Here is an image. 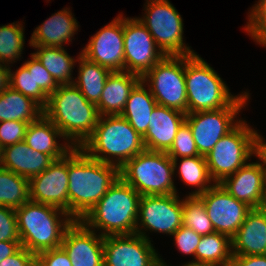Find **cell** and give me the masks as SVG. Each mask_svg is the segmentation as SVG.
Instances as JSON below:
<instances>
[{
    "instance_id": "cell-42",
    "label": "cell",
    "mask_w": 266,
    "mask_h": 266,
    "mask_svg": "<svg viewBox=\"0 0 266 266\" xmlns=\"http://www.w3.org/2000/svg\"><path fill=\"white\" fill-rule=\"evenodd\" d=\"M36 262L40 266H72L67 253L61 246L40 252L36 255Z\"/></svg>"
},
{
    "instance_id": "cell-2",
    "label": "cell",
    "mask_w": 266,
    "mask_h": 266,
    "mask_svg": "<svg viewBox=\"0 0 266 266\" xmlns=\"http://www.w3.org/2000/svg\"><path fill=\"white\" fill-rule=\"evenodd\" d=\"M43 114L74 148H80L92 135L100 118L97 106L74 84L59 85L48 97Z\"/></svg>"
},
{
    "instance_id": "cell-30",
    "label": "cell",
    "mask_w": 266,
    "mask_h": 266,
    "mask_svg": "<svg viewBox=\"0 0 266 266\" xmlns=\"http://www.w3.org/2000/svg\"><path fill=\"white\" fill-rule=\"evenodd\" d=\"M232 258L231 238L214 232L201 237L191 262L231 264Z\"/></svg>"
},
{
    "instance_id": "cell-18",
    "label": "cell",
    "mask_w": 266,
    "mask_h": 266,
    "mask_svg": "<svg viewBox=\"0 0 266 266\" xmlns=\"http://www.w3.org/2000/svg\"><path fill=\"white\" fill-rule=\"evenodd\" d=\"M89 229L81 220L66 229L61 247L72 266H104V236Z\"/></svg>"
},
{
    "instance_id": "cell-44",
    "label": "cell",
    "mask_w": 266,
    "mask_h": 266,
    "mask_svg": "<svg viewBox=\"0 0 266 266\" xmlns=\"http://www.w3.org/2000/svg\"><path fill=\"white\" fill-rule=\"evenodd\" d=\"M263 140V137L257 132L252 143V154H254V156H257L258 160L260 159V161H257V164L266 176V142H264Z\"/></svg>"
},
{
    "instance_id": "cell-11",
    "label": "cell",
    "mask_w": 266,
    "mask_h": 266,
    "mask_svg": "<svg viewBox=\"0 0 266 266\" xmlns=\"http://www.w3.org/2000/svg\"><path fill=\"white\" fill-rule=\"evenodd\" d=\"M249 93L239 94L227 107L186 114V123L200 155L206 156L217 142L239 122L235 117L245 107Z\"/></svg>"
},
{
    "instance_id": "cell-34",
    "label": "cell",
    "mask_w": 266,
    "mask_h": 266,
    "mask_svg": "<svg viewBox=\"0 0 266 266\" xmlns=\"http://www.w3.org/2000/svg\"><path fill=\"white\" fill-rule=\"evenodd\" d=\"M183 225L200 236L215 232L205 206L197 196H186L185 200L183 199Z\"/></svg>"
},
{
    "instance_id": "cell-25",
    "label": "cell",
    "mask_w": 266,
    "mask_h": 266,
    "mask_svg": "<svg viewBox=\"0 0 266 266\" xmlns=\"http://www.w3.org/2000/svg\"><path fill=\"white\" fill-rule=\"evenodd\" d=\"M64 138L62 132L42 114L28 124L24 141L32 149L50 155L54 160L66 156L74 147L70 143L59 144L56 138Z\"/></svg>"
},
{
    "instance_id": "cell-37",
    "label": "cell",
    "mask_w": 266,
    "mask_h": 266,
    "mask_svg": "<svg viewBox=\"0 0 266 266\" xmlns=\"http://www.w3.org/2000/svg\"><path fill=\"white\" fill-rule=\"evenodd\" d=\"M245 31L260 45L266 46V0H259L249 12Z\"/></svg>"
},
{
    "instance_id": "cell-36",
    "label": "cell",
    "mask_w": 266,
    "mask_h": 266,
    "mask_svg": "<svg viewBox=\"0 0 266 266\" xmlns=\"http://www.w3.org/2000/svg\"><path fill=\"white\" fill-rule=\"evenodd\" d=\"M167 154L173 160L174 170H177L178 158L200 155L197 150L190 126L186 122H184L178 129L173 145Z\"/></svg>"
},
{
    "instance_id": "cell-16",
    "label": "cell",
    "mask_w": 266,
    "mask_h": 266,
    "mask_svg": "<svg viewBox=\"0 0 266 266\" xmlns=\"http://www.w3.org/2000/svg\"><path fill=\"white\" fill-rule=\"evenodd\" d=\"M80 52L111 72L125 71L122 14L94 34Z\"/></svg>"
},
{
    "instance_id": "cell-50",
    "label": "cell",
    "mask_w": 266,
    "mask_h": 266,
    "mask_svg": "<svg viewBox=\"0 0 266 266\" xmlns=\"http://www.w3.org/2000/svg\"><path fill=\"white\" fill-rule=\"evenodd\" d=\"M2 154H3V148L0 145V168H2Z\"/></svg>"
},
{
    "instance_id": "cell-24",
    "label": "cell",
    "mask_w": 266,
    "mask_h": 266,
    "mask_svg": "<svg viewBox=\"0 0 266 266\" xmlns=\"http://www.w3.org/2000/svg\"><path fill=\"white\" fill-rule=\"evenodd\" d=\"M141 76L126 72H111L106 79L99 103L96 105L100 116L120 115L134 87Z\"/></svg>"
},
{
    "instance_id": "cell-43",
    "label": "cell",
    "mask_w": 266,
    "mask_h": 266,
    "mask_svg": "<svg viewBox=\"0 0 266 266\" xmlns=\"http://www.w3.org/2000/svg\"><path fill=\"white\" fill-rule=\"evenodd\" d=\"M36 261V255L22 246L11 256L0 262V266H32Z\"/></svg>"
},
{
    "instance_id": "cell-28",
    "label": "cell",
    "mask_w": 266,
    "mask_h": 266,
    "mask_svg": "<svg viewBox=\"0 0 266 266\" xmlns=\"http://www.w3.org/2000/svg\"><path fill=\"white\" fill-rule=\"evenodd\" d=\"M78 77L73 84L82 92L86 99L97 105L101 98L106 79L111 71L97 63L91 62L81 54L78 55Z\"/></svg>"
},
{
    "instance_id": "cell-35",
    "label": "cell",
    "mask_w": 266,
    "mask_h": 266,
    "mask_svg": "<svg viewBox=\"0 0 266 266\" xmlns=\"http://www.w3.org/2000/svg\"><path fill=\"white\" fill-rule=\"evenodd\" d=\"M10 69V85L13 89L21 92L24 96L32 98L42 108L47 105L48 96L40 89L35 88L33 69H27L24 65L13 72Z\"/></svg>"
},
{
    "instance_id": "cell-33",
    "label": "cell",
    "mask_w": 266,
    "mask_h": 266,
    "mask_svg": "<svg viewBox=\"0 0 266 266\" xmlns=\"http://www.w3.org/2000/svg\"><path fill=\"white\" fill-rule=\"evenodd\" d=\"M19 22L0 26V63L9 65L21 57L24 46V30Z\"/></svg>"
},
{
    "instance_id": "cell-48",
    "label": "cell",
    "mask_w": 266,
    "mask_h": 266,
    "mask_svg": "<svg viewBox=\"0 0 266 266\" xmlns=\"http://www.w3.org/2000/svg\"><path fill=\"white\" fill-rule=\"evenodd\" d=\"M183 266H231V264L189 262V263L184 264Z\"/></svg>"
},
{
    "instance_id": "cell-8",
    "label": "cell",
    "mask_w": 266,
    "mask_h": 266,
    "mask_svg": "<svg viewBox=\"0 0 266 266\" xmlns=\"http://www.w3.org/2000/svg\"><path fill=\"white\" fill-rule=\"evenodd\" d=\"M256 134L257 131L240 119V122L217 142L205 156L214 183H220L250 160Z\"/></svg>"
},
{
    "instance_id": "cell-10",
    "label": "cell",
    "mask_w": 266,
    "mask_h": 266,
    "mask_svg": "<svg viewBox=\"0 0 266 266\" xmlns=\"http://www.w3.org/2000/svg\"><path fill=\"white\" fill-rule=\"evenodd\" d=\"M141 80L148 85L157 105L188 114L185 56H165Z\"/></svg>"
},
{
    "instance_id": "cell-51",
    "label": "cell",
    "mask_w": 266,
    "mask_h": 266,
    "mask_svg": "<svg viewBox=\"0 0 266 266\" xmlns=\"http://www.w3.org/2000/svg\"><path fill=\"white\" fill-rule=\"evenodd\" d=\"M32 266H40V265L35 261Z\"/></svg>"
},
{
    "instance_id": "cell-7",
    "label": "cell",
    "mask_w": 266,
    "mask_h": 266,
    "mask_svg": "<svg viewBox=\"0 0 266 266\" xmlns=\"http://www.w3.org/2000/svg\"><path fill=\"white\" fill-rule=\"evenodd\" d=\"M173 160L166 152L144 150L120 168V177L141 196L177 193Z\"/></svg>"
},
{
    "instance_id": "cell-47",
    "label": "cell",
    "mask_w": 266,
    "mask_h": 266,
    "mask_svg": "<svg viewBox=\"0 0 266 266\" xmlns=\"http://www.w3.org/2000/svg\"><path fill=\"white\" fill-rule=\"evenodd\" d=\"M10 85V67L0 63V94Z\"/></svg>"
},
{
    "instance_id": "cell-46",
    "label": "cell",
    "mask_w": 266,
    "mask_h": 266,
    "mask_svg": "<svg viewBox=\"0 0 266 266\" xmlns=\"http://www.w3.org/2000/svg\"><path fill=\"white\" fill-rule=\"evenodd\" d=\"M21 247L20 241H0V262Z\"/></svg>"
},
{
    "instance_id": "cell-26",
    "label": "cell",
    "mask_w": 266,
    "mask_h": 266,
    "mask_svg": "<svg viewBox=\"0 0 266 266\" xmlns=\"http://www.w3.org/2000/svg\"><path fill=\"white\" fill-rule=\"evenodd\" d=\"M43 114V108L32 98L9 86L0 94V122L21 121L31 123Z\"/></svg>"
},
{
    "instance_id": "cell-21",
    "label": "cell",
    "mask_w": 266,
    "mask_h": 266,
    "mask_svg": "<svg viewBox=\"0 0 266 266\" xmlns=\"http://www.w3.org/2000/svg\"><path fill=\"white\" fill-rule=\"evenodd\" d=\"M232 255H266V209L252 208L231 238Z\"/></svg>"
},
{
    "instance_id": "cell-14",
    "label": "cell",
    "mask_w": 266,
    "mask_h": 266,
    "mask_svg": "<svg viewBox=\"0 0 266 266\" xmlns=\"http://www.w3.org/2000/svg\"><path fill=\"white\" fill-rule=\"evenodd\" d=\"M104 266H169L148 240L136 233L104 236Z\"/></svg>"
},
{
    "instance_id": "cell-41",
    "label": "cell",
    "mask_w": 266,
    "mask_h": 266,
    "mask_svg": "<svg viewBox=\"0 0 266 266\" xmlns=\"http://www.w3.org/2000/svg\"><path fill=\"white\" fill-rule=\"evenodd\" d=\"M172 236H174L175 245H177L179 251L186 255H193L195 259L196 248L202 236L184 225Z\"/></svg>"
},
{
    "instance_id": "cell-27",
    "label": "cell",
    "mask_w": 266,
    "mask_h": 266,
    "mask_svg": "<svg viewBox=\"0 0 266 266\" xmlns=\"http://www.w3.org/2000/svg\"><path fill=\"white\" fill-rule=\"evenodd\" d=\"M145 86L141 80L134 87L127 99L123 112L120 114L142 137L148 130L151 112L157 105L150 90L147 91Z\"/></svg>"
},
{
    "instance_id": "cell-3",
    "label": "cell",
    "mask_w": 266,
    "mask_h": 266,
    "mask_svg": "<svg viewBox=\"0 0 266 266\" xmlns=\"http://www.w3.org/2000/svg\"><path fill=\"white\" fill-rule=\"evenodd\" d=\"M80 148L95 160L121 168L144 151L145 145L143 137L121 115H104Z\"/></svg>"
},
{
    "instance_id": "cell-20",
    "label": "cell",
    "mask_w": 266,
    "mask_h": 266,
    "mask_svg": "<svg viewBox=\"0 0 266 266\" xmlns=\"http://www.w3.org/2000/svg\"><path fill=\"white\" fill-rule=\"evenodd\" d=\"M186 121V114L172 108L156 105L143 142L146 150L168 152L173 145L176 133Z\"/></svg>"
},
{
    "instance_id": "cell-38",
    "label": "cell",
    "mask_w": 266,
    "mask_h": 266,
    "mask_svg": "<svg viewBox=\"0 0 266 266\" xmlns=\"http://www.w3.org/2000/svg\"><path fill=\"white\" fill-rule=\"evenodd\" d=\"M23 65L27 69H33L35 88H40L48 97L58 88V84L52 75L45 69L36 56L31 53V60Z\"/></svg>"
},
{
    "instance_id": "cell-9",
    "label": "cell",
    "mask_w": 266,
    "mask_h": 266,
    "mask_svg": "<svg viewBox=\"0 0 266 266\" xmlns=\"http://www.w3.org/2000/svg\"><path fill=\"white\" fill-rule=\"evenodd\" d=\"M145 16L137 18L165 56L196 54L183 42V20L169 0H147Z\"/></svg>"
},
{
    "instance_id": "cell-13",
    "label": "cell",
    "mask_w": 266,
    "mask_h": 266,
    "mask_svg": "<svg viewBox=\"0 0 266 266\" xmlns=\"http://www.w3.org/2000/svg\"><path fill=\"white\" fill-rule=\"evenodd\" d=\"M125 71L143 76L164 57L148 29L137 18L123 17Z\"/></svg>"
},
{
    "instance_id": "cell-32",
    "label": "cell",
    "mask_w": 266,
    "mask_h": 266,
    "mask_svg": "<svg viewBox=\"0 0 266 266\" xmlns=\"http://www.w3.org/2000/svg\"><path fill=\"white\" fill-rule=\"evenodd\" d=\"M180 160L178 167L180 179L186 185L197 188L189 193V196H199L215 184L212 183L205 156L182 157Z\"/></svg>"
},
{
    "instance_id": "cell-15",
    "label": "cell",
    "mask_w": 266,
    "mask_h": 266,
    "mask_svg": "<svg viewBox=\"0 0 266 266\" xmlns=\"http://www.w3.org/2000/svg\"><path fill=\"white\" fill-rule=\"evenodd\" d=\"M197 197L203 202L215 232L230 238L237 233L246 214L252 209L245 202L229 194L219 183H215Z\"/></svg>"
},
{
    "instance_id": "cell-45",
    "label": "cell",
    "mask_w": 266,
    "mask_h": 266,
    "mask_svg": "<svg viewBox=\"0 0 266 266\" xmlns=\"http://www.w3.org/2000/svg\"><path fill=\"white\" fill-rule=\"evenodd\" d=\"M231 266H266V255L233 256Z\"/></svg>"
},
{
    "instance_id": "cell-12",
    "label": "cell",
    "mask_w": 266,
    "mask_h": 266,
    "mask_svg": "<svg viewBox=\"0 0 266 266\" xmlns=\"http://www.w3.org/2000/svg\"><path fill=\"white\" fill-rule=\"evenodd\" d=\"M181 200L177 193L141 196L135 233L148 240L145 232L148 230L173 235L183 225Z\"/></svg>"
},
{
    "instance_id": "cell-6",
    "label": "cell",
    "mask_w": 266,
    "mask_h": 266,
    "mask_svg": "<svg viewBox=\"0 0 266 266\" xmlns=\"http://www.w3.org/2000/svg\"><path fill=\"white\" fill-rule=\"evenodd\" d=\"M185 85L188 113L222 109L237 97L199 54L185 56Z\"/></svg>"
},
{
    "instance_id": "cell-49",
    "label": "cell",
    "mask_w": 266,
    "mask_h": 266,
    "mask_svg": "<svg viewBox=\"0 0 266 266\" xmlns=\"http://www.w3.org/2000/svg\"><path fill=\"white\" fill-rule=\"evenodd\" d=\"M263 208L266 209V176H265V186H264Z\"/></svg>"
},
{
    "instance_id": "cell-40",
    "label": "cell",
    "mask_w": 266,
    "mask_h": 266,
    "mask_svg": "<svg viewBox=\"0 0 266 266\" xmlns=\"http://www.w3.org/2000/svg\"><path fill=\"white\" fill-rule=\"evenodd\" d=\"M0 241H20L15 209L0 206Z\"/></svg>"
},
{
    "instance_id": "cell-39",
    "label": "cell",
    "mask_w": 266,
    "mask_h": 266,
    "mask_svg": "<svg viewBox=\"0 0 266 266\" xmlns=\"http://www.w3.org/2000/svg\"><path fill=\"white\" fill-rule=\"evenodd\" d=\"M29 123L21 121L0 122V145L5 148L23 141Z\"/></svg>"
},
{
    "instance_id": "cell-22",
    "label": "cell",
    "mask_w": 266,
    "mask_h": 266,
    "mask_svg": "<svg viewBox=\"0 0 266 266\" xmlns=\"http://www.w3.org/2000/svg\"><path fill=\"white\" fill-rule=\"evenodd\" d=\"M53 161L50 155L32 150L24 140L3 148L2 168L28 179L41 174Z\"/></svg>"
},
{
    "instance_id": "cell-1",
    "label": "cell",
    "mask_w": 266,
    "mask_h": 266,
    "mask_svg": "<svg viewBox=\"0 0 266 266\" xmlns=\"http://www.w3.org/2000/svg\"><path fill=\"white\" fill-rule=\"evenodd\" d=\"M120 177L118 166L88 156L81 148L68 153V214L82 220Z\"/></svg>"
},
{
    "instance_id": "cell-23",
    "label": "cell",
    "mask_w": 266,
    "mask_h": 266,
    "mask_svg": "<svg viewBox=\"0 0 266 266\" xmlns=\"http://www.w3.org/2000/svg\"><path fill=\"white\" fill-rule=\"evenodd\" d=\"M70 8H64L54 13L50 18L36 27L33 31L30 46L63 47L78 30L77 20L73 17Z\"/></svg>"
},
{
    "instance_id": "cell-5",
    "label": "cell",
    "mask_w": 266,
    "mask_h": 266,
    "mask_svg": "<svg viewBox=\"0 0 266 266\" xmlns=\"http://www.w3.org/2000/svg\"><path fill=\"white\" fill-rule=\"evenodd\" d=\"M140 197L119 177L81 221L93 231L100 230L102 236L134 234Z\"/></svg>"
},
{
    "instance_id": "cell-17",
    "label": "cell",
    "mask_w": 266,
    "mask_h": 266,
    "mask_svg": "<svg viewBox=\"0 0 266 266\" xmlns=\"http://www.w3.org/2000/svg\"><path fill=\"white\" fill-rule=\"evenodd\" d=\"M68 184L67 154L29 179L30 201L51 205L68 213Z\"/></svg>"
},
{
    "instance_id": "cell-19",
    "label": "cell",
    "mask_w": 266,
    "mask_h": 266,
    "mask_svg": "<svg viewBox=\"0 0 266 266\" xmlns=\"http://www.w3.org/2000/svg\"><path fill=\"white\" fill-rule=\"evenodd\" d=\"M219 184L229 194L251 208H263L265 175L257 162L246 163Z\"/></svg>"
},
{
    "instance_id": "cell-31",
    "label": "cell",
    "mask_w": 266,
    "mask_h": 266,
    "mask_svg": "<svg viewBox=\"0 0 266 266\" xmlns=\"http://www.w3.org/2000/svg\"><path fill=\"white\" fill-rule=\"evenodd\" d=\"M30 201L29 179L0 168V206L17 209Z\"/></svg>"
},
{
    "instance_id": "cell-29",
    "label": "cell",
    "mask_w": 266,
    "mask_h": 266,
    "mask_svg": "<svg viewBox=\"0 0 266 266\" xmlns=\"http://www.w3.org/2000/svg\"><path fill=\"white\" fill-rule=\"evenodd\" d=\"M37 48L33 53L41 62L45 69L52 75L58 85L73 84L72 72L74 63L77 61L72 58L64 47L32 46Z\"/></svg>"
},
{
    "instance_id": "cell-4",
    "label": "cell",
    "mask_w": 266,
    "mask_h": 266,
    "mask_svg": "<svg viewBox=\"0 0 266 266\" xmlns=\"http://www.w3.org/2000/svg\"><path fill=\"white\" fill-rule=\"evenodd\" d=\"M15 213L20 244L35 255L60 247L66 229L74 222L64 210L33 201L24 203Z\"/></svg>"
}]
</instances>
